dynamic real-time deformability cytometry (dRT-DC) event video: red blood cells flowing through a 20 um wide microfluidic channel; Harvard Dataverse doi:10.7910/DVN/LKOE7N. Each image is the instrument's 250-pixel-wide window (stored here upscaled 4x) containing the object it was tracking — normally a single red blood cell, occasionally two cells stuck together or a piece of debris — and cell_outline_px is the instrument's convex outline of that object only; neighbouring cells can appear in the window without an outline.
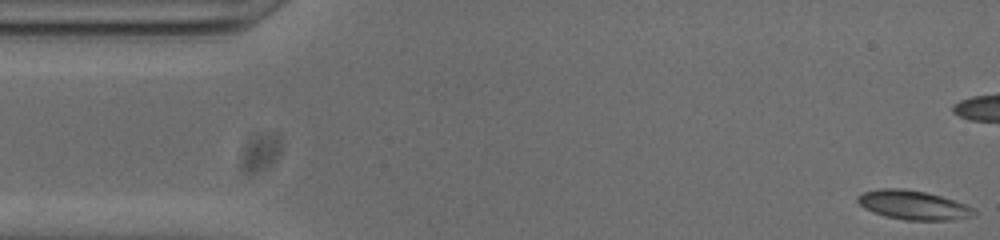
{"species": "common noctule bat (a hibernating species)", "species_latin": "Nyctalus noctula", "temperature_condition": "cold", "stored_images_in_passage": 50, "camera_frame_rate_fps": 3000, "um_per_image_px": 0.085, "animal": {"sex": "male", "body_mass_g": 20.0, "forearm_length_mm": 53.3}, "frame": {"image": 1, "passage_image": 1, "time_ms": 0.0, "image_size_px": [1000, 240], "cell_outline_px": [[976, 216], [952, 220], [904, 220], [884, 216], [872, 212], [864, 208], [856, 200], [856, 196], [860, 192], [880, 188], [900, 188], [928, 192], [964, 204], [972, 208], [976, 212]], "centroid_in_image_um": [77.58, 17.43], "position_along_channel_um": 7.4, "area_um2": 19.94}}
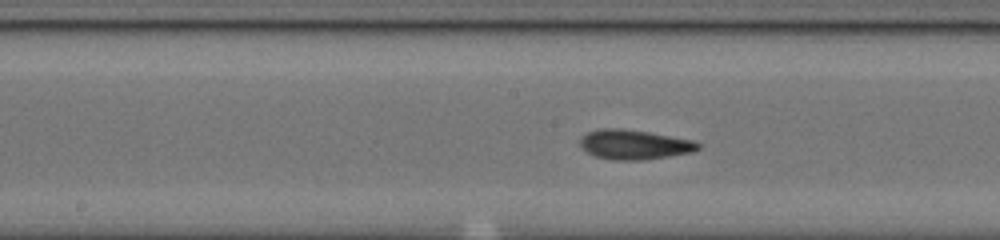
{"frame": {"image": 2, "passage_image": 25, "time_ms": 8.0, "image_size_px": [1000, 240], "cell_outline_px": [[700, 148], [692, 152], [644, 160], [612, 160], [596, 156], [588, 152], [580, 144], [580, 136], [596, 128], [620, 128], [648, 132], [692, 140], [700, 144]], "centroid_in_image_um": [53.89, 12.28], "position_along_channel_um": 194.3, "area_um2": 20.29}}
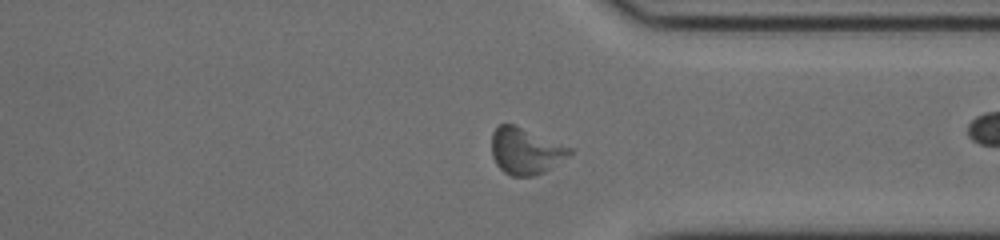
{"frame": {"image": 3, "passage_image": 39, "time_ms": 12.667, "image_size_px": [1000, 240], "cell_outline_px": [[572, 152], [544, 172], [536, 176], [512, 176], [504, 172], [496, 164], [492, 156], [492, 132], [496, 124], [512, 124], [572, 148]], "centroid_in_image_um": [44.61, 12.84], "position_along_channel_um": 366.8, "area_um2": 20.75}, "authors_computed_cell_mechanics": {"area_um2": 19.3919, "velocity_mm_per_s": 3.7638, "shape_relaxation_time_tau1_ms": 3.0176, "shape_relaxation_time_tau2_ms": 2.5835, "deformation_change_tau1": 0.1032, "deformation_change_tau2": 0.0956}}